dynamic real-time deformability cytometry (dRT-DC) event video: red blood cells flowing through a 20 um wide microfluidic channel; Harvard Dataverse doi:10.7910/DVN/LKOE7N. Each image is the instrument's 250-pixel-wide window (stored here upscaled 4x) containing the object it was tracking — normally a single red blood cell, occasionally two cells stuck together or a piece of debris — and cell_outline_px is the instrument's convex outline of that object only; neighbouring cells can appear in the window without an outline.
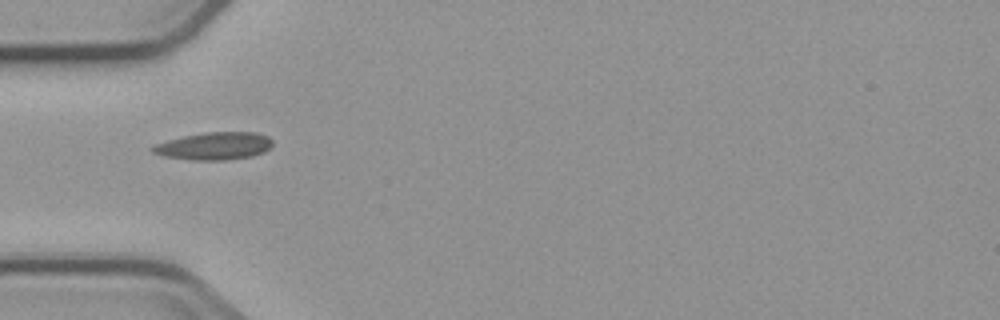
{"species": "common noctule bat (a hibernating species)", "species_latin": "Nyctalus noctula", "temperature_condition": "cold", "stored_images_in_passage": 4, "camera_frame_rate_fps": 3000, "um_per_image_px": 0.085, "animal": {"sex": "male", "body_mass_g": 23.1, "forearm_length_mm": 52.7}, "frame": {"image": 1, "passage_image": 2, "time_ms": 2.0, "image_size_px": [1000, 320], "cell_outline_px": [[272, 144], [264, 152], [252, 156], [228, 160], [192, 160], [164, 156], [152, 152], [148, 148], [156, 144], [168, 140], [184, 136], [204, 132], [256, 132], [268, 136], [272, 140]], "centroid_in_image_um": [18.21, 12.41], "position_along_channel_um": 66.8, "area_um2": 19.31}}
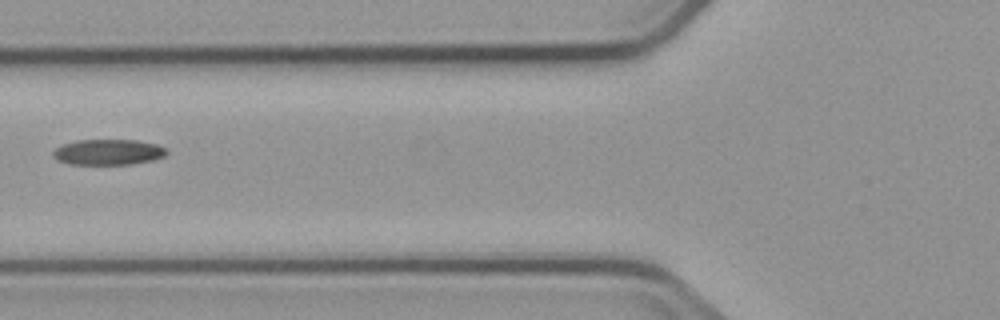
{"frame": {"image": 2, "passage_image": 3, "time_ms": 3.333, "image_size_px": [1000, 320], "cell_outline_px": [[168, 152], [164, 156], [152, 160], [132, 164], [68, 164], [56, 160], [52, 156], [52, 152], [56, 148], [64, 144], [76, 140], [136, 140], [156, 144], [164, 148]], "centroid_in_image_um": [9.16, 12.93], "position_along_channel_um": 116.6, "area_um2": 16.94}}
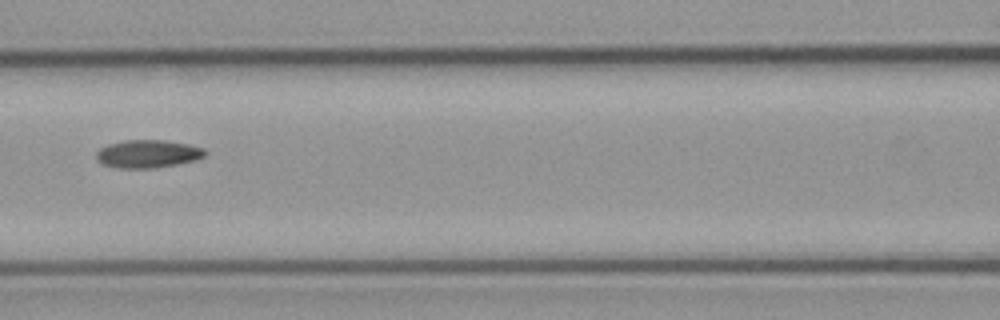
{"frame": {"image": 3, "passage_image": 4, "time_ms": 4.333, "image_size_px": [1000, 320], "cell_outline_px": [[208, 152], [204, 156], [196, 160], [176, 164], [152, 168], [120, 168], [104, 164], [96, 160], [96, 152], [100, 148], [108, 144], [124, 140], [164, 140], [188, 144], [204, 148]], "centroid_in_image_um": [12.57, 13.07], "position_along_channel_um": 154.0, "area_um2": 17.69}}